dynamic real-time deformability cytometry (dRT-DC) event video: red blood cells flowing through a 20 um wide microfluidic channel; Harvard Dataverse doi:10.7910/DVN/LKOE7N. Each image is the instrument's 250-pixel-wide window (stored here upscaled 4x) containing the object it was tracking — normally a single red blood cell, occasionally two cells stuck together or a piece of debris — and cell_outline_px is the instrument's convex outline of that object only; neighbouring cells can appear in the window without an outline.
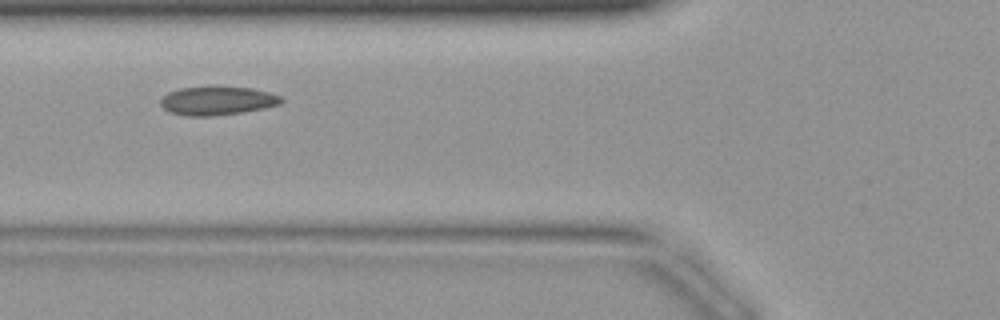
{"species": "common noctule bat (a hibernating species)", "species_latin": "Nyctalus noctula", "temperature_condition": "warm", "stored_images_in_passage": 35, "camera_frame_rate_fps": 3000, "um_per_image_px": 0.085, "animal": {"sex": "female", "body_mass_g": 19.9}, "frame": {"image": 1, "passage_image": 9, "time_ms": 2.667, "image_size_px": [1000, 320], "cell_outline_px": [[284, 100], [280, 104], [264, 108], [244, 112], [212, 116], [188, 116], [168, 112], [160, 104], [160, 96], [168, 92], [180, 88], [252, 88], [268, 92], [280, 96]], "centroid_in_image_um": [18.44, 8.59], "position_along_channel_um": 107.4, "area_um2": 19.88}}
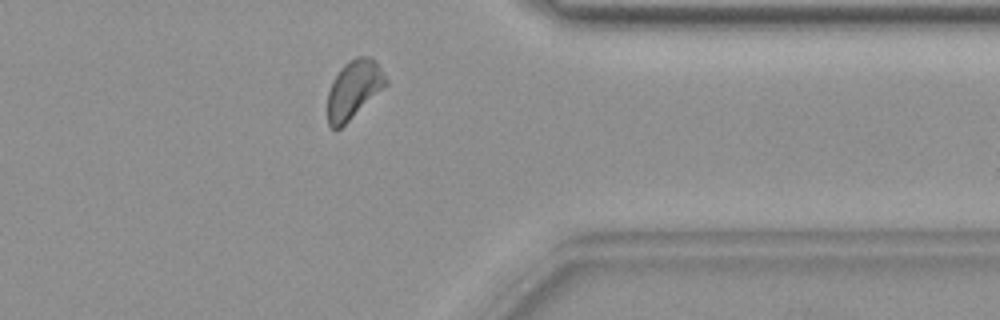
{"frame": {"image": 2, "passage_image": 27, "time_ms": 8.667, "image_size_px": [1000, 320], "cell_outline_px": [[388, 84], [336, 132], [328, 124], [328, 92], [332, 80], [340, 68], [344, 64], [356, 56], [368, 56], [380, 68], [388, 80]], "centroid_in_image_um": [30.04, 7.61], "position_along_channel_um": 381.4, "area_um2": 19.59}}
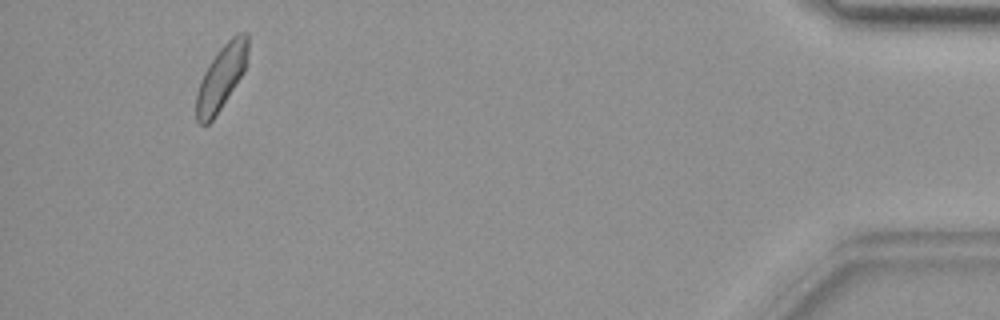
{"frame": {"image": 3, "passage_image": 33, "time_ms": 10.667, "image_size_px": [1000, 320], "cell_outline_px": [[248, 52], [244, 72], [212, 120], [208, 124], [200, 124], [196, 120], [196, 92], [200, 80], [208, 64], [220, 48], [232, 36], [240, 32], [248, 32]], "centroid_in_image_um": [18.8, 6.55], "position_along_channel_um": 416.4, "area_um2": 19.25}}